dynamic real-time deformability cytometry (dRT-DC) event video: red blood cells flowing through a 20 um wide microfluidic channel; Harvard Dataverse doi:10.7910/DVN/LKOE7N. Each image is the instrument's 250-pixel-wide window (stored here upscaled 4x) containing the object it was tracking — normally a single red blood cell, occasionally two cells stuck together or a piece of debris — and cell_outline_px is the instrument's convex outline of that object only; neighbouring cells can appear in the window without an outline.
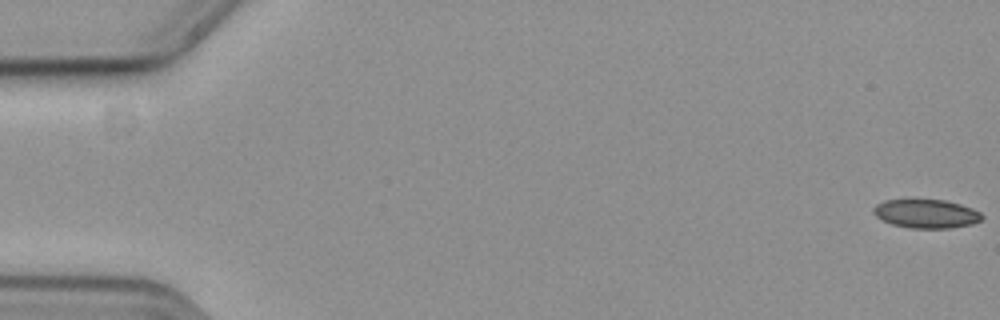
{"species": "common noctule bat (a hibernating species)", "species_latin": "Nyctalus noctula", "temperature_condition": "cold", "stored_images_in_passage": 12, "camera_frame_rate_fps": 3000, "um_per_image_px": 0.085, "animal": {"sex": "female", "body_mass_g": 19.3, "forearm_length_mm": 54.1}, "frame": {"image": 1, "passage_image": 1, "time_ms": 0.0, "image_size_px": [1000, 320], "cell_outline_px": [[984, 216], [980, 220], [972, 224], [952, 228], [908, 228], [892, 224], [876, 216], [872, 212], [872, 208], [876, 204], [884, 200], [944, 200], [960, 204], [972, 208], [980, 212]], "centroid_in_image_um": [78.72, 18.17], "position_along_channel_um": 6.3, "area_um2": 18.15}}